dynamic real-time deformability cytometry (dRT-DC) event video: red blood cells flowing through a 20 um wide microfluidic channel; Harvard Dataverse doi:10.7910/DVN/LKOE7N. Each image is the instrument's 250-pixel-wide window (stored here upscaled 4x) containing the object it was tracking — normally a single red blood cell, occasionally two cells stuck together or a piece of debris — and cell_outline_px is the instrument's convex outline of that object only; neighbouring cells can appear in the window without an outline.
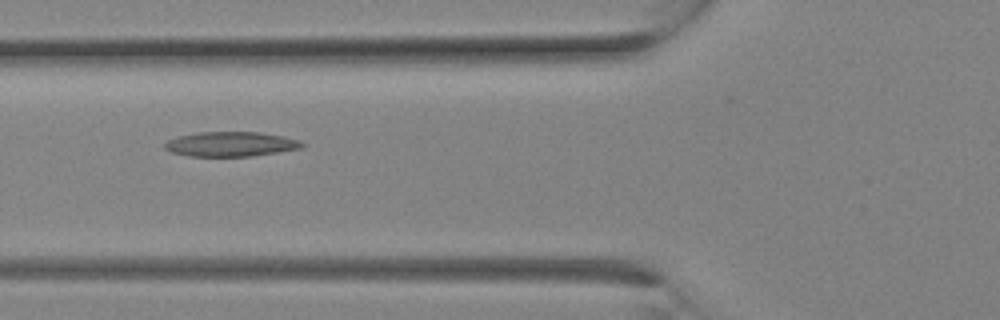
{"species": "Egyptian fruit bat (a non-hibernating species)", "species_latin": "Rousettus aegyptiacus", "temperature_condition": "room temperature", "stored_images_in_passage": 13, "camera_frame_rate_fps": 3000, "um_per_image_px": 0.085, "animal": {"sex": "female"}, "frame": {"image": 1, "passage_image": 10, "time_ms": 3.0, "image_size_px": [1000, 320], "cell_outline_px": [[304, 144], [300, 148], [252, 156], [188, 156], [172, 152], [164, 148], [164, 144], [168, 140], [176, 136], [196, 132], [260, 132], [300, 140]], "centroid_in_image_um": [19.56, 12.24], "position_along_channel_um": 106.2, "area_um2": 19.65}}
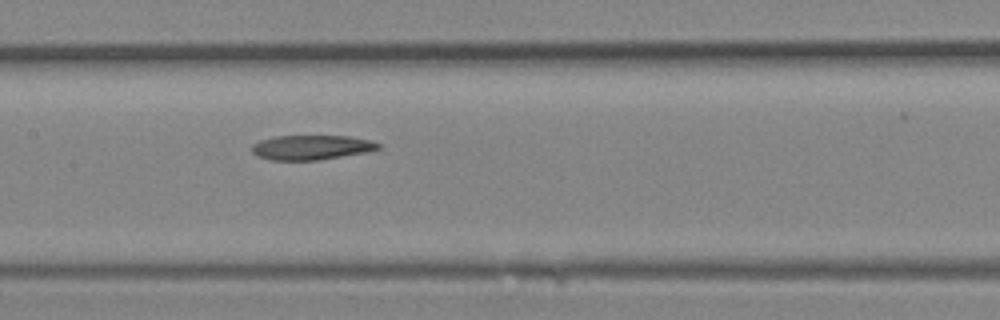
{"frame": {"image": 2, "passage_image": 13, "time_ms": 4.0, "image_size_px": [1000, 320], "cell_outline_px": [[384, 148], [368, 152], [320, 160], [272, 160], [256, 156], [252, 152], [252, 144], [260, 140], [276, 136], [348, 136], [372, 140], [380, 144]], "centroid_in_image_um": [26.51, 12.53], "position_along_channel_um": 180.9, "area_um2": 18.38}}